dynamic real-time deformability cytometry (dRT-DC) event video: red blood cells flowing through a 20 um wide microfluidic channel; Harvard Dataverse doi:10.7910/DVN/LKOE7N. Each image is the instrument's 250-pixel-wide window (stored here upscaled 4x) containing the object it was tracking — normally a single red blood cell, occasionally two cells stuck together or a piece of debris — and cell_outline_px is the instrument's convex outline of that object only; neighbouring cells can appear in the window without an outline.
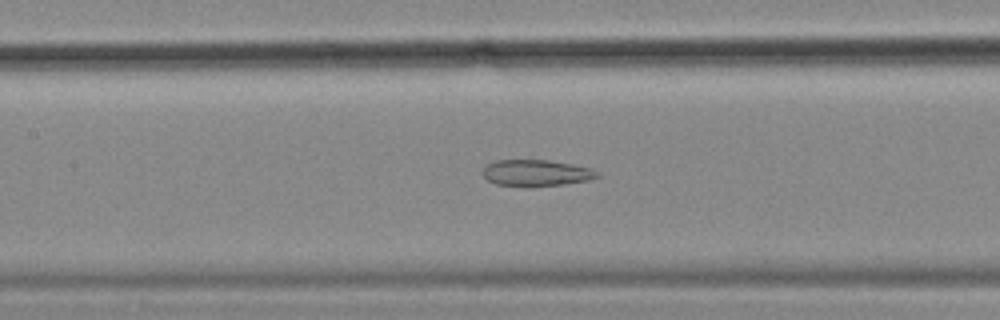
{"species": "common noctule bat (a hibernating species)", "species_latin": "Nyctalus noctula", "temperature_condition": "cold", "stored_images_in_passage": 41, "camera_frame_rate_fps": 3000, "um_per_image_px": 0.085, "animal": {"sex": "female", "body_mass_g": 18.4}, "frame": {"image": 1, "passage_image": 10, "time_ms": 3.0, "image_size_px": [1000, 320], "cell_outline_px": [[600, 176], [588, 180], [564, 184], [528, 188], [496, 184], [488, 180], [480, 172], [488, 164], [496, 160], [548, 160], [572, 164], [592, 168], [600, 172]], "centroid_in_image_um": [45.58, 14.72], "position_along_channel_um": 161.8, "area_um2": 17.98}}
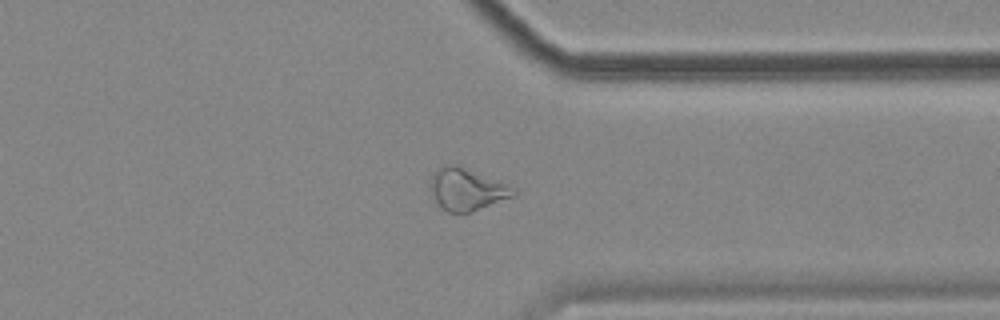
{"frame": {"image": 2, "passage_image": 28, "time_ms": 9.0, "image_size_px": [1000, 320], "cell_outline_px": [[520, 192], [516, 196], [468, 212], [448, 212], [432, 196], [432, 176], [444, 164], [456, 164], [516, 188]], "centroid_in_image_um": [39.74, 16.09], "position_along_channel_um": 371.7, "area_um2": 19.83}}
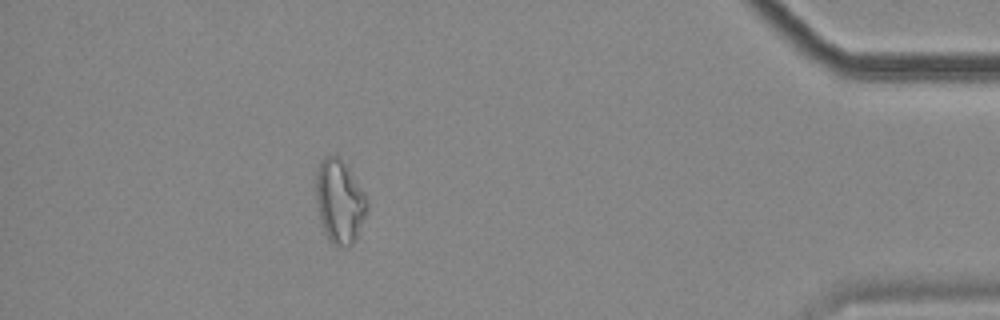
{"frame": {"image": 3, "passage_image": 35, "time_ms": 11.333, "image_size_px": [1000, 320], "cell_outline_px": [[368, 208], [356, 236], [352, 244], [348, 248], [336, 248], [328, 240], [324, 232], [320, 220], [316, 200], [316, 172], [320, 164], [328, 156], [336, 152], [348, 168], [364, 192], [368, 200]], "centroid_in_image_um": [28.86, 17.15], "position_along_channel_um": 406.3, "area_um2": 24.97}, "authors_computed_cell_mechanics": {"area_um2": 19.8254, "velocity_mm_per_s": 3.5304, "shape_relaxation_time_tau1_ms": null, "shape_relaxation_time_tau2_ms": 3.4829, "deformation_change_tau1": null, "deformation_change_tau2": 0.1308}}